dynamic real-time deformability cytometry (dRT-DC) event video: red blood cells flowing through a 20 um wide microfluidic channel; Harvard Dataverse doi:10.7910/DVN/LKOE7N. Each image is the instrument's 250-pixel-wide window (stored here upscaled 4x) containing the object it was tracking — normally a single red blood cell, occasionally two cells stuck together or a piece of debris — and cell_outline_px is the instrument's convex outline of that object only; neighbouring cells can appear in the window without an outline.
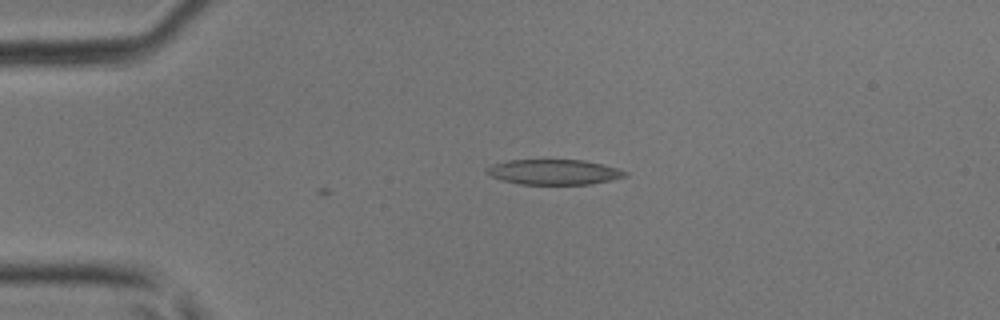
{"species": "common noctule bat (a hibernating species)", "species_latin": "Nyctalus noctula", "temperature_condition": "room temperature", "stored_images_in_passage": 5, "camera_frame_rate_fps": 3000, "um_per_image_px": 0.085, "animal": {"sex": "male", "body_mass_g": 17.9, "forearm_length_mm": 54.2}, "frame": {"image": 1, "passage_image": 1, "time_ms": 0.0, "image_size_px": [1000, 320], "cell_outline_px": [[628, 176], [612, 180], [592, 184], [520, 184], [500, 180], [484, 172], [492, 164], [508, 160], [584, 160], [616, 168], [628, 172]], "centroid_in_image_um": [47.08, 14.63], "position_along_channel_um": 37.9, "area_um2": 20.29}}